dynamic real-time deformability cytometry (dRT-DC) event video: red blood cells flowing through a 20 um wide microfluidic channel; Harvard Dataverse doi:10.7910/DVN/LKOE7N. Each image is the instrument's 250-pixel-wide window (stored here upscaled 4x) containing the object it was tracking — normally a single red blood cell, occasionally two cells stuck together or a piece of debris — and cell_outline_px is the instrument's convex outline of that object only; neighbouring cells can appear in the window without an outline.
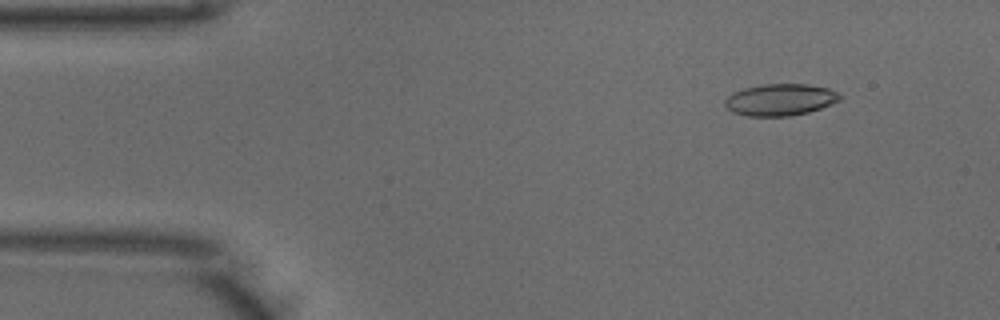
{"species": "common noctule bat (a hibernating species)", "species_latin": "Nyctalus noctula", "temperature_condition": "warm", "stored_images_in_passage": 47, "camera_frame_rate_fps": 3000, "um_per_image_px": 0.085, "animal": {"sex": "male", "body_mass_g": 18.8}, "frame": {"image": 1, "passage_image": 5, "time_ms": 1.333, "image_size_px": [1000, 320], "cell_outline_px": [[844, 96], [840, 100], [832, 104], [808, 112], [788, 116], [748, 116], [732, 112], [724, 104], [724, 100], [732, 92], [744, 88], [764, 84], [808, 84], [828, 88]], "centroid_in_image_um": [66.32, 8.47], "position_along_channel_um": 18.7, "area_um2": 21.33}}
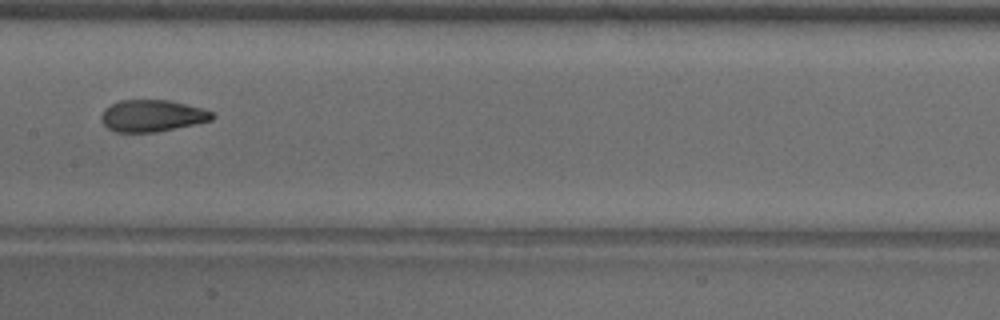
{"frame": {"image": 2, "passage_image": 24, "time_ms": 7.667, "image_size_px": [1000, 320], "cell_outline_px": [[216, 116], [212, 120], [196, 124], [156, 132], [116, 132], [108, 128], [100, 120], [100, 116], [104, 108], [120, 100], [168, 100], [200, 108], [212, 112]], "centroid_in_image_um": [12.91, 9.84], "position_along_channel_um": 194.5, "area_um2": 20.52}}
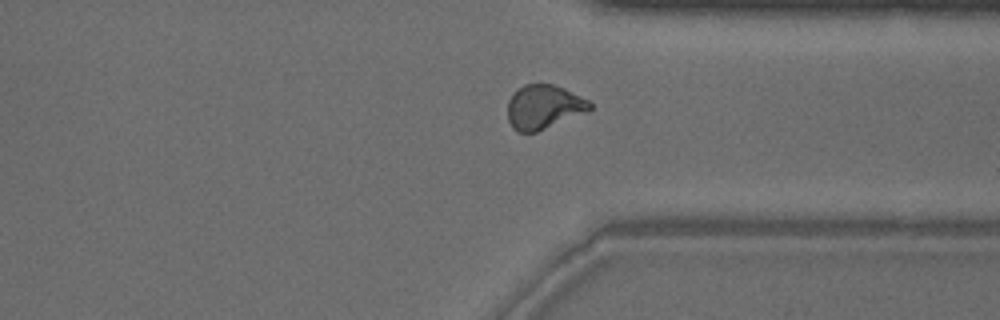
{"frame": {"image": 3, "passage_image": 37, "time_ms": 12.0, "image_size_px": [1000, 320], "cell_outline_px": [[592, 108], [588, 112], [536, 132], [520, 132], [512, 128], [508, 120], [508, 100], [512, 92], [516, 88], [524, 84], [556, 84], [588, 100], [592, 104]], "centroid_in_image_um": [46.2, 9.08], "position_along_channel_um": 365.2, "area_um2": 21.39}, "authors_computed_cell_mechanics": {"area_um2": 20.9236, "velocity_mm_per_s": 3.976, "shape_relaxation_time_tau1_ms": 11.0092, "shape_relaxation_time_tau2_ms": 1.2147, "deformation_change_tau1": 0.2802, "deformation_change_tau2": 0.0776}}